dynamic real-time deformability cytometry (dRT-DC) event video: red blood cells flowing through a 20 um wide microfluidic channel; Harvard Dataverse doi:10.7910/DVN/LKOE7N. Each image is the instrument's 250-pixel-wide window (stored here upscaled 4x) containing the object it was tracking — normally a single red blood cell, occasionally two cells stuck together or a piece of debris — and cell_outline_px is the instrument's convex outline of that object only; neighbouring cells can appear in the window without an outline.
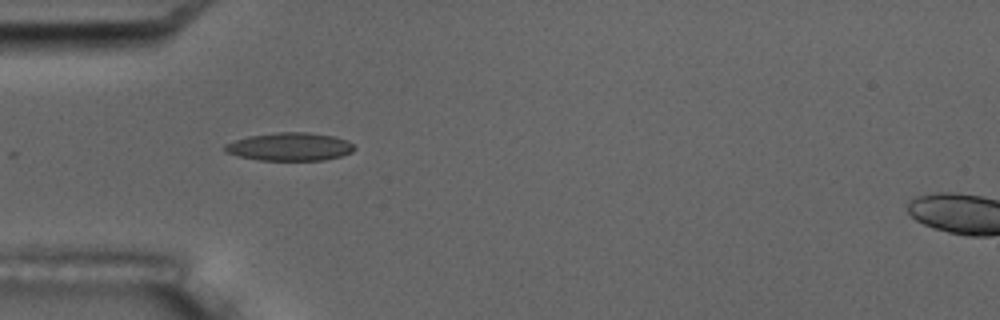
{"species": "common noctule bat (a hibernating species)", "species_latin": "Nyctalus noctula", "temperature_condition": "room temperature", "stored_images_in_passage": 3, "camera_frame_rate_fps": 3000, "um_per_image_px": 0.085, "animal": {"sex": "male", "body_mass_g": 17.5, "forearm_length_mm": 52.3}, "frame": {"image": 1, "passage_image": 2, "time_ms": 1.333, "image_size_px": [1000, 320], "cell_outline_px": [[356, 148], [352, 152], [340, 156], [324, 160], [260, 160], [236, 156], [224, 152], [224, 144], [248, 136], [276, 132], [308, 132], [336, 136], [348, 140]], "centroid_in_image_um": [24.63, 12.46], "position_along_channel_um": 60.4, "area_um2": 21.39}}